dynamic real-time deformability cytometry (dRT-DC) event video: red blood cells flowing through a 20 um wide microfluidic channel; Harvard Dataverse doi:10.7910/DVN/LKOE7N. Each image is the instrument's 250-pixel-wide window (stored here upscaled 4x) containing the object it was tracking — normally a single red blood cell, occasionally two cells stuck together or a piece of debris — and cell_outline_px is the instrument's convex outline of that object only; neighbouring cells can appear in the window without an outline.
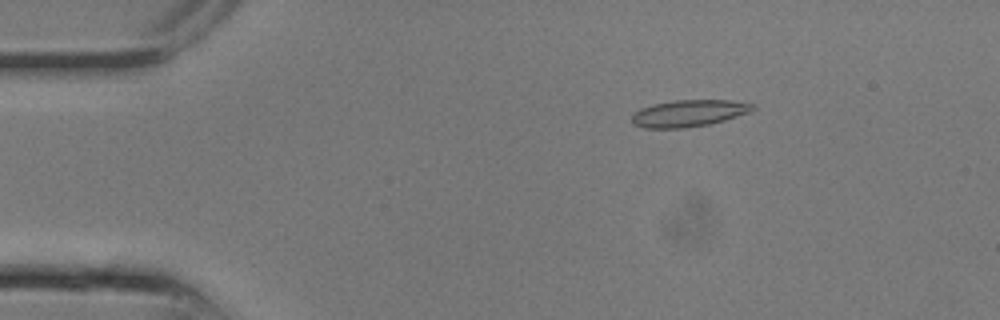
{"species": "common noctule bat (a hibernating species)", "species_latin": "Nyctalus noctula", "temperature_condition": "room temperature", "stored_images_in_passage": 12, "camera_frame_rate_fps": 3000, "um_per_image_px": 0.085, "animal": {"sex": "male", "body_mass_g": 13.3}, "frame": {"image": 1, "passage_image": 3, "time_ms": 0.667, "image_size_px": [1000, 320], "cell_outline_px": [[756, 108], [748, 112], [724, 120], [708, 124], [684, 128], [644, 128], [632, 124], [632, 112], [640, 108], [652, 104], [672, 100], [728, 100], [752, 104]], "centroid_in_image_um": [58.46, 9.62], "position_along_channel_um": 26.5, "area_um2": 18.84}}
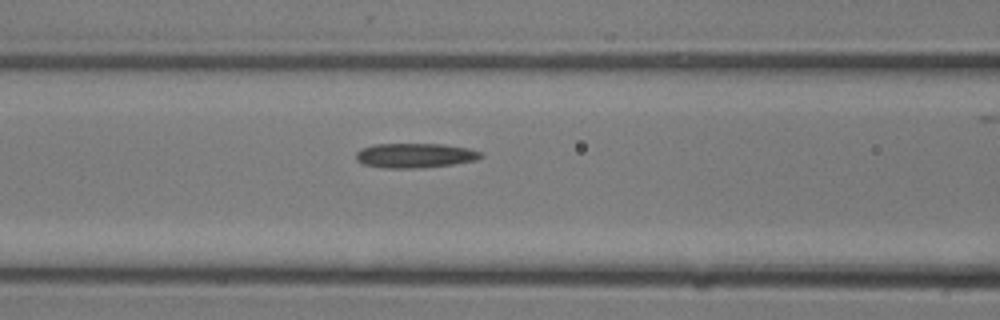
{"frame": {"image": 2, "passage_image": 9, "time_ms": 2.667, "image_size_px": [1000, 320], "cell_outline_px": [[484, 156], [476, 160], [452, 164], [424, 168], [384, 168], [360, 164], [356, 160], [356, 152], [360, 148], [376, 144], [444, 144], [468, 148], [480, 152]], "centroid_in_image_um": [35.23, 13.22], "position_along_channel_um": 131.4, "area_um2": 18.09}}
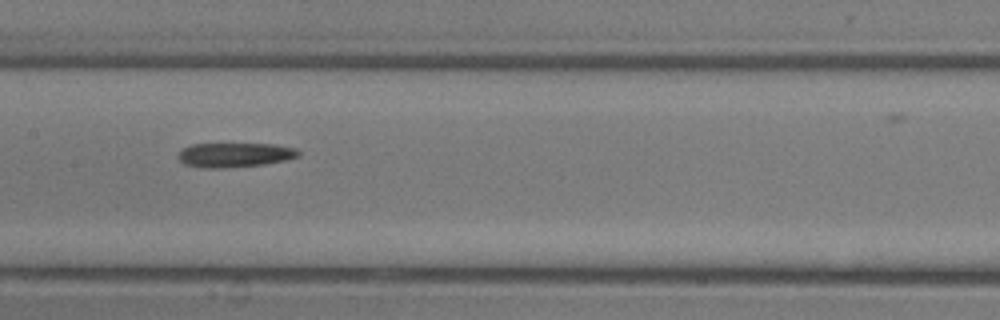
{"frame": {"image": 3, "passage_image": 11, "time_ms": 3.333, "image_size_px": [1000, 320], "cell_outline_px": [[300, 156], [288, 160], [264, 164], [224, 168], [200, 168], [184, 164], [176, 156], [184, 148], [192, 144], [272, 144], [296, 148], [300, 152]], "centroid_in_image_um": [19.97, 13.17], "position_along_channel_um": 187.4, "area_um2": 17.22}}